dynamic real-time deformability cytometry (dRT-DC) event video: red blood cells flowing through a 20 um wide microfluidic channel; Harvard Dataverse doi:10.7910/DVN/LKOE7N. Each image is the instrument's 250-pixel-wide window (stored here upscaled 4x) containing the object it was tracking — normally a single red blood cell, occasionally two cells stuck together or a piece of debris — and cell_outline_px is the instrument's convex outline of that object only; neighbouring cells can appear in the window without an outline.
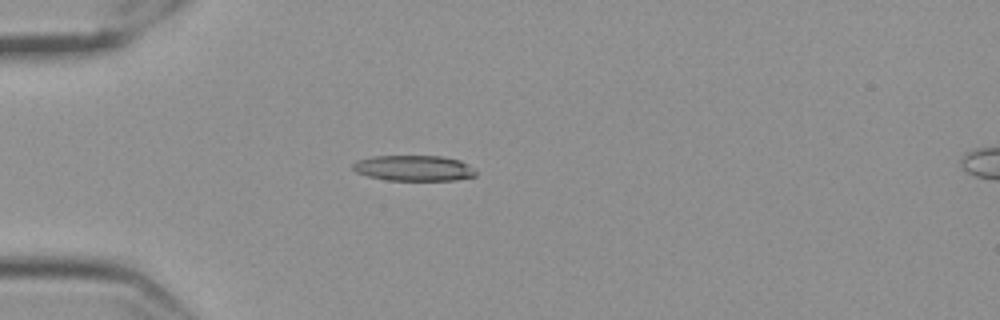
{"species": "Egyptian fruit bat (a non-hibernating species)", "species_latin": "Rousettus aegyptiacus", "temperature_condition": "cold", "stored_images_in_passage": 42, "camera_frame_rate_fps": 3000, "um_per_image_px": 0.085, "frame": {"image": 1, "passage_image": 1, "time_ms": 0.0, "image_size_px": [1000, 320], "cell_outline_px": [[476, 176], [456, 180], [388, 180], [368, 176], [356, 172], [352, 168], [352, 164], [356, 160], [372, 156], [444, 156], [460, 160], [468, 164], [476, 172]], "centroid_in_image_um": [35.17, 14.28], "position_along_channel_um": 49.8, "area_um2": 18.44}}
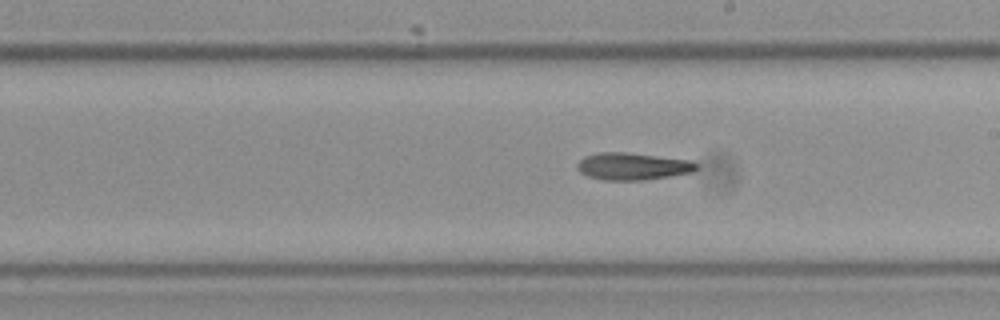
{"frame": {"image": 2, "passage_image": 18, "time_ms": 5.667, "image_size_px": [1000, 320], "cell_outline_px": [[700, 164], [692, 172], [644, 180], [604, 180], [588, 176], [580, 172], [576, 168], [576, 164], [584, 156], [600, 152], [624, 152], [692, 160]], "centroid_in_image_um": [53.76, 14.13], "position_along_channel_um": 235.2, "area_um2": 18.9}}
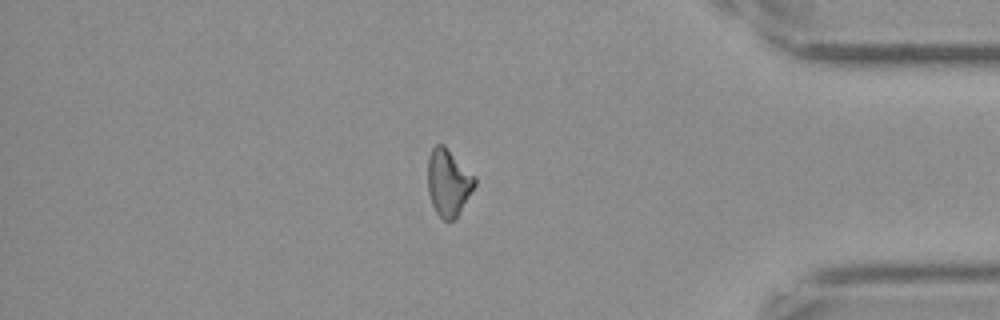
{"frame": {"image": 3, "passage_image": 34, "time_ms": 11.0, "image_size_px": [1000, 320], "cell_outline_px": [[476, 184], [456, 220], [444, 220], [436, 212], [432, 204], [428, 192], [428, 160], [432, 148], [436, 144], [444, 144], [476, 176]], "centroid_in_image_um": [38.13, 15.51], "position_along_channel_um": 397.1, "area_um2": 18.5}}